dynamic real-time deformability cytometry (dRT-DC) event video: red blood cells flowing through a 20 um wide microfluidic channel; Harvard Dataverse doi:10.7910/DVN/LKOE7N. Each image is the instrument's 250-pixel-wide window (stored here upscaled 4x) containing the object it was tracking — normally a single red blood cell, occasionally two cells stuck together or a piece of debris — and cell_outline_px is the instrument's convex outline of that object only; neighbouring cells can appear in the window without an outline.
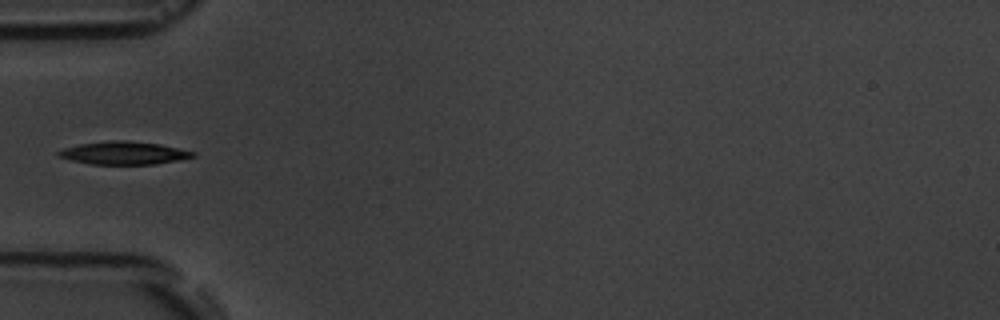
{"species": "common noctule bat (a hibernating species)", "species_latin": "Nyctalus noctula", "temperature_condition": "room temperature", "stored_images_in_passage": 6, "camera_frame_rate_fps": 3000, "um_per_image_px": 0.085, "animal": {"sex": "male", "body_mass_g": 19.5, "forearm_length_mm": 54.6}, "frame": {"image": 1, "passage_image": 6, "time_ms": 5.667, "image_size_px": [1000, 320], "cell_outline_px": [[196, 156], [156, 164], [92, 164], [72, 160], [56, 156], [56, 152], [64, 148], [80, 144], [112, 140], [124, 140], [160, 144], [196, 152]], "centroid_in_image_um": [10.51, 13.0], "position_along_channel_um": 74.5, "area_um2": 17.8}}